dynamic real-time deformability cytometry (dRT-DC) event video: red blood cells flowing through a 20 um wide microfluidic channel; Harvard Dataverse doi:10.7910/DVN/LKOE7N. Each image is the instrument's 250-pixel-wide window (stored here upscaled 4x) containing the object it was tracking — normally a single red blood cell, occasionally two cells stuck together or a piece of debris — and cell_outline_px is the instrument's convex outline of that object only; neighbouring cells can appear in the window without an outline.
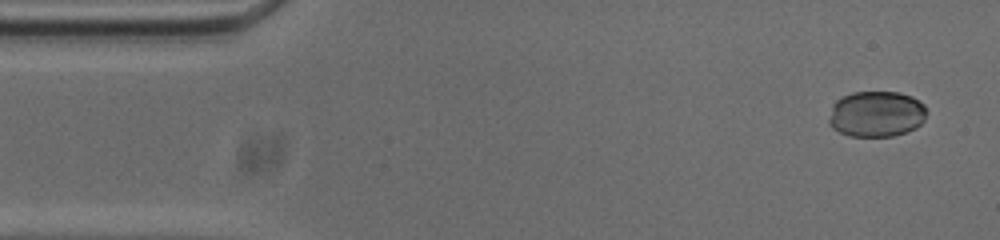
{"species": "common noctule bat (a hibernating species)", "species_latin": "Nyctalus noctula", "temperature_condition": "cold", "stored_images_in_passage": 54, "camera_frame_rate_fps": 3000, "um_per_image_px": 0.085, "animal": {"sex": "male", "body_mass_g": 20.0, "forearm_length_mm": 53.3}, "frame": {"image": 1, "passage_image": 3, "time_ms": 0.667, "image_size_px": [1000, 240], "cell_outline_px": [[928, 112], [924, 120], [916, 128], [908, 132], [892, 136], [848, 136], [832, 128], [828, 124], [828, 120], [832, 104], [836, 100], [852, 92], [900, 92], [912, 96], [924, 104]], "centroid_in_image_um": [74.5, 9.69], "position_along_channel_um": 10.5, "area_um2": 26.53}}
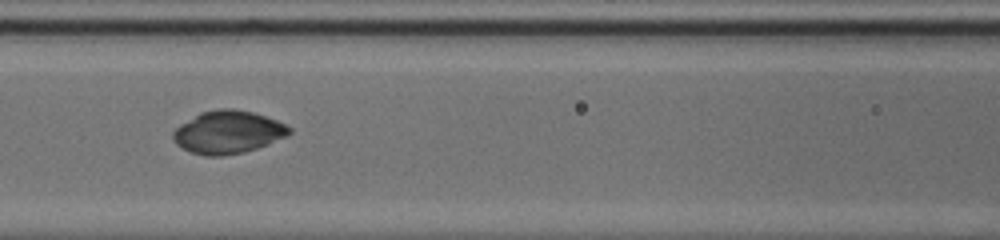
{"frame": {"image": 2, "passage_image": 22, "time_ms": 7.0, "image_size_px": [1000, 240], "cell_outline_px": [[292, 132], [288, 136], [268, 144], [244, 152], [220, 156], [204, 156], [192, 152], [176, 144], [172, 136], [172, 132], [180, 124], [200, 112], [220, 108], [232, 108], [252, 112], [276, 120], [292, 128]], "centroid_in_image_um": [19.38, 11.23], "position_along_channel_um": 147.2, "area_um2": 28.96}}
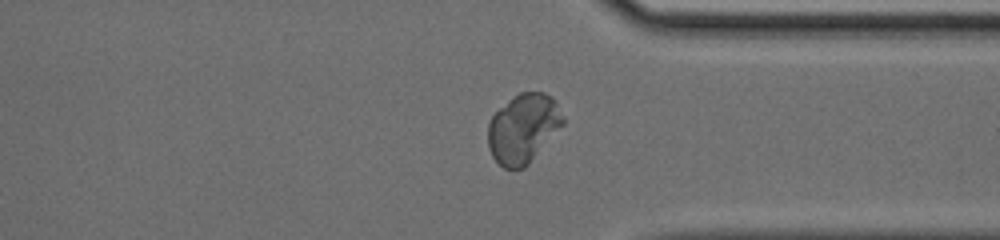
{"frame": {"image": 3, "passage_image": 40, "time_ms": 13.0, "image_size_px": [1000, 240], "cell_outline_px": [[564, 124], [528, 164], [524, 168], [504, 168], [492, 156], [488, 148], [488, 124], [492, 116], [508, 100], [520, 92], [544, 92], [552, 96], [556, 100], [564, 116]], "centroid_in_image_um": [44.49, 10.89], "position_along_channel_um": 366.9, "area_um2": 30.23}}